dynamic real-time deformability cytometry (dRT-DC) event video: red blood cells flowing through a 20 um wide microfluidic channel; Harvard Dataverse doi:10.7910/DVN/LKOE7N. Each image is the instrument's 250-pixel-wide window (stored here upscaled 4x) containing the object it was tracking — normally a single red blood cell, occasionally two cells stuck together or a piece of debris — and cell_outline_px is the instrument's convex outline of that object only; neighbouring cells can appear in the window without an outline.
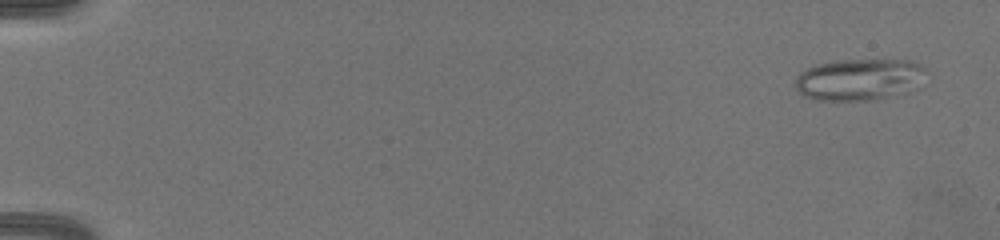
{"species": "common noctule bat (a hibernating species)", "species_latin": "Nyctalus noctula", "temperature_condition": "warm", "stored_images_in_passage": 66, "camera_frame_rate_fps": 3000, "um_per_image_px": 0.085, "animal": {"sex": "female", "body_mass_g": 19.5, "forearm_length_mm": 54.1}, "frame": {"image": 1, "passage_image": 4, "time_ms": 1.0, "image_size_px": [1000, 240], "cell_outline_px": [[928, 68], [880, 96], [872, 100], [824, 100], [808, 96], [800, 92], [796, 88], [796, 76], [800, 72], [808, 68], [820, 64], [844, 60], [908, 60], [920, 64]], "centroid_in_image_um": [72.71, 6.69], "position_along_channel_um": 12.3, "area_um2": 28.55}}
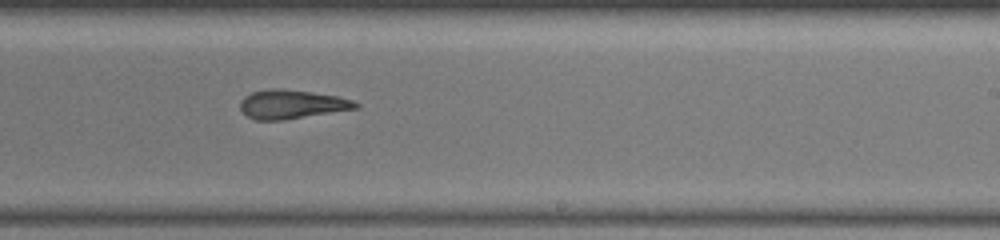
{"frame": {"image": 2, "passage_image": 43, "time_ms": 14.0, "image_size_px": [1000, 240], "cell_outline_px": [[360, 108], [284, 120], [256, 120], [248, 116], [240, 108], [240, 100], [244, 96], [252, 92], [268, 88], [276, 88], [312, 92], [336, 96], [352, 100], [360, 104]], "centroid_in_image_um": [24.8, 8.86], "position_along_channel_um": 264.2, "area_um2": 19.48}}
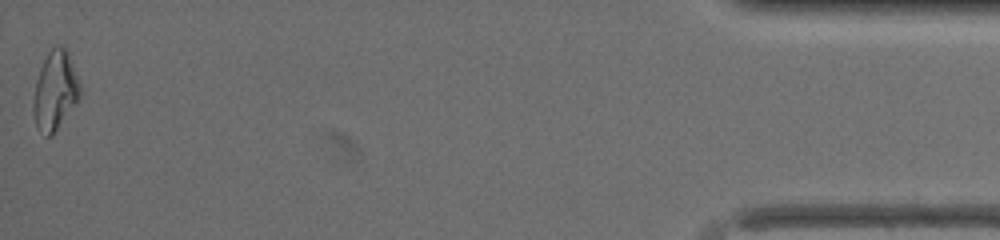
{"frame": {"image": 3, "passage_image": 66, "time_ms": 21.667, "image_size_px": [1000, 240], "cell_outline_px": [[80, 96], [52, 136], [44, 136], [36, 128], [32, 112], [32, 104], [36, 80], [40, 68], [48, 52], [56, 44], [64, 48], [68, 52], [80, 84]], "centroid_in_image_um": [4.65, 7.73], "position_along_channel_um": 430.6, "area_um2": 21.39}, "authors_computed_cell_mechanics": {"area_um2": 20.1144, "velocity_mm_per_s": 3.2774, "shape_relaxation_time_tau1_ms": 11.0569, "shape_relaxation_time_tau2_ms": 3.7468, "deformation_change_tau1": 0.261, "deformation_change_tau2": 0.1488}}